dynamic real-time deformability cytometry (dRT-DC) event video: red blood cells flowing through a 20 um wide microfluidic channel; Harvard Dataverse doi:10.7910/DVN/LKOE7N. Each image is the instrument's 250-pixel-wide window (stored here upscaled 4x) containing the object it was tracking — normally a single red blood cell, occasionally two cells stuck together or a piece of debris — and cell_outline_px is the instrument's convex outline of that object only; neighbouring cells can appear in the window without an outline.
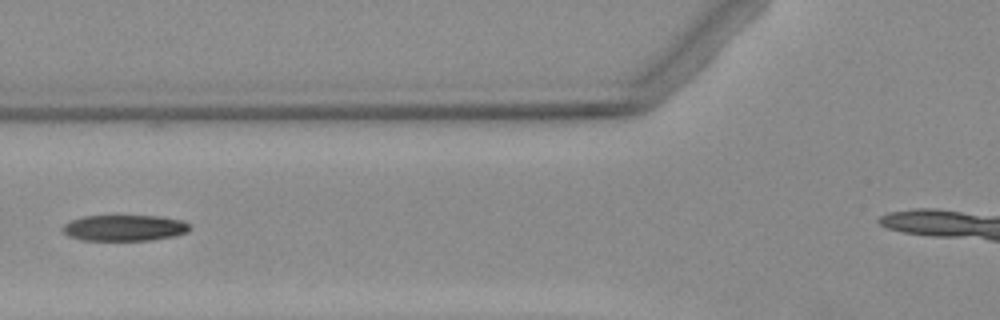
{"species": "Egyptian fruit bat (a non-hibernating species)", "species_latin": "Rousettus aegyptiacus", "temperature_condition": "warm", "stored_images_in_passage": 6, "camera_frame_rate_fps": 3000, "um_per_image_px": 0.085, "animal": {"sex": "female"}, "frame": {"image": 1, "passage_image": 5, "time_ms": 5.0, "image_size_px": [1000, 320], "cell_outline_px": [[188, 232], [172, 236], [152, 240], [84, 240], [68, 236], [60, 228], [64, 224], [72, 220], [84, 216], [156, 216], [180, 220], [188, 224]], "centroid_in_image_um": [10.52, 19.37], "position_along_channel_um": 115.3, "area_um2": 19.02}}
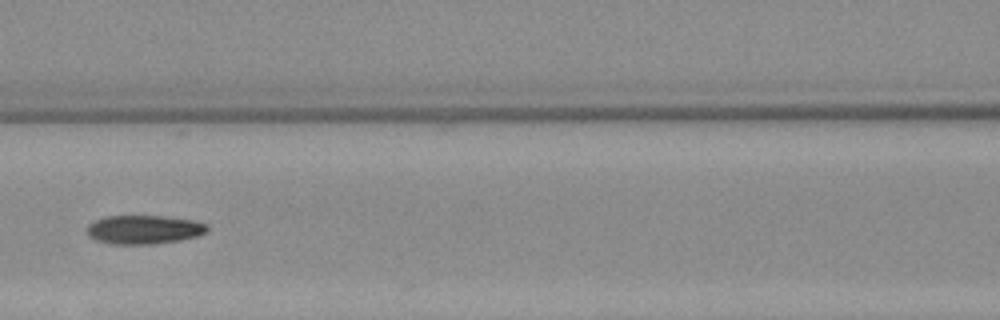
{"frame": {"image": 2, "passage_image": 6, "time_ms": 6.0, "image_size_px": [1000, 320], "cell_outline_px": [[208, 232], [196, 236], [180, 240], [156, 244], [116, 244], [96, 240], [88, 236], [88, 224], [104, 216], [160, 216], [192, 220], [208, 224]], "centroid_in_image_um": [12.25, 19.51], "position_along_channel_um": 154.3, "area_um2": 20.11}}